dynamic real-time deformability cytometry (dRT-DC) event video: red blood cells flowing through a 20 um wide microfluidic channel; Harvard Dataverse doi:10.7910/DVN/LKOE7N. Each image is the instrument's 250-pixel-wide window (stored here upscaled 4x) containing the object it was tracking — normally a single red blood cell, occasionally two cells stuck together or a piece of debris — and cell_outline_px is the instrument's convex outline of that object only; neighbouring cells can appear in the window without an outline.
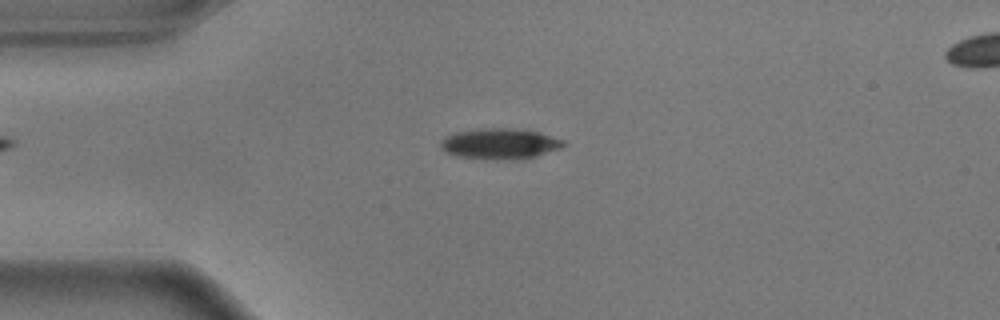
{"species": "common noctule bat (a hibernating species)", "species_latin": "Nyctalus noctula", "temperature_condition": "warm", "stored_images_in_passage": 35, "camera_frame_rate_fps": 3000, "um_per_image_px": 0.085, "animal": {"sex": "male", "body_mass_g": 17.9}, "frame": {"image": 1, "passage_image": 3, "time_ms": 0.667, "image_size_px": [1000, 320], "cell_outline_px": [[568, 144], [560, 148], [536, 156], [492, 160], [456, 156], [444, 152], [440, 148], [440, 140], [444, 136], [456, 132], [484, 128], [512, 128], [540, 132], [564, 140]], "centroid_in_image_um": [42.45, 12.21], "position_along_channel_um": 42.6, "area_um2": 22.02}}
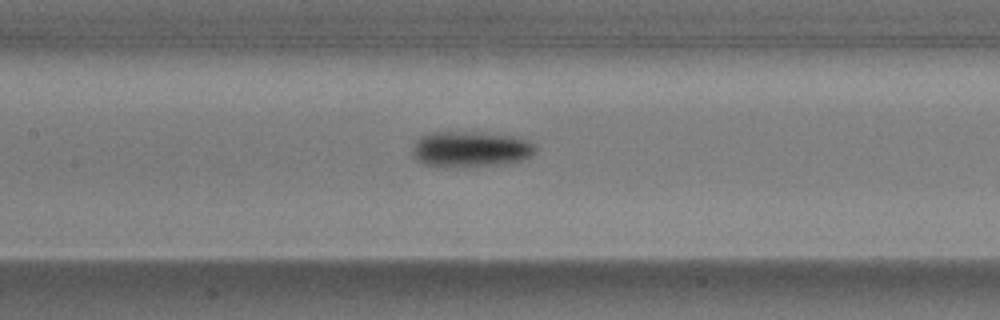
{"frame": {"image": 2, "passage_image": 15, "time_ms": 4.667, "image_size_px": [1000, 320], "cell_outline_px": [[536, 152], [520, 160], [504, 164], [444, 168], [424, 164], [416, 160], [412, 156], [412, 148], [416, 140], [420, 136], [428, 132], [472, 132], [512, 136], [528, 140], [536, 144]], "centroid_in_image_um": [39.94, 12.69], "position_along_channel_um": 167.5, "area_um2": 25.89}}
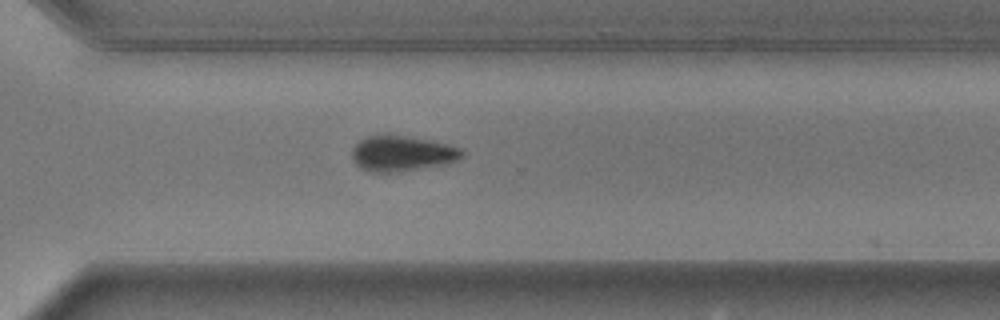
{"frame": {"image": 3, "passage_image": 29, "time_ms": 9.333, "image_size_px": [1000, 320], "cell_outline_px": [[464, 156], [456, 160], [440, 164], [416, 168], [388, 172], [372, 172], [356, 164], [352, 156], [352, 148], [360, 140], [368, 136], [404, 136], [432, 140], [460, 148], [464, 152]], "centroid_in_image_um": [34.16, 13.03], "position_along_channel_um": 336.4, "area_um2": 21.91}, "authors_computed_cell_mechanics": {"area_um2": 23.12, "velocity_mm_per_s": 3.6369, "shape_relaxation_time_tau1_ms": 2.4246, "shape_relaxation_time_tau2_ms": null, "deformation_change_tau1": 0.1435, "deformation_change_tau2": null}}